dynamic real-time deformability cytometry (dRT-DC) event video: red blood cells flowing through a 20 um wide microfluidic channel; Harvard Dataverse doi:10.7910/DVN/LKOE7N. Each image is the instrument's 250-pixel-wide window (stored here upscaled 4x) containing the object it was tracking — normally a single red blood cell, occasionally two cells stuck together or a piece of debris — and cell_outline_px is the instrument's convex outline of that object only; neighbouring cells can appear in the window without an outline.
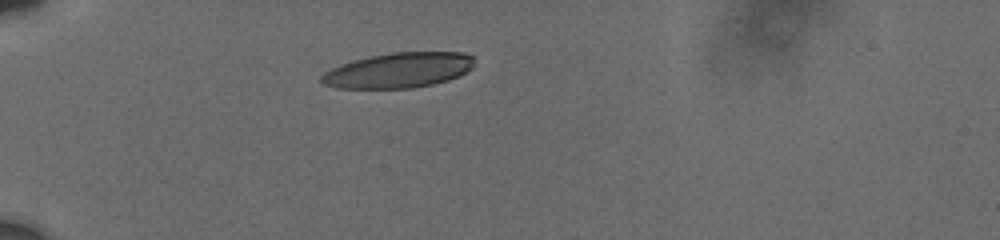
{"species": "human", "species_latin": "Homo sapiens", "temperature_condition": "cold", "stored_images_in_passage": 8, "camera_frame_rate_fps": 3000, "um_per_image_px": 0.085, "donor": {"sex": "male"}, "frame": {"image": 1, "passage_image": 1, "time_ms": 0.0, "image_size_px": [1000, 240], "cell_outline_px": [[472, 68], [448, 80], [432, 84], [412, 88], [336, 88], [324, 84], [320, 80], [320, 76], [324, 72], [340, 64], [372, 56], [392, 52], [460, 52], [472, 56]], "centroid_in_image_um": [33.83, 5.98], "position_along_channel_um": 51.2, "area_um2": 30.98}}
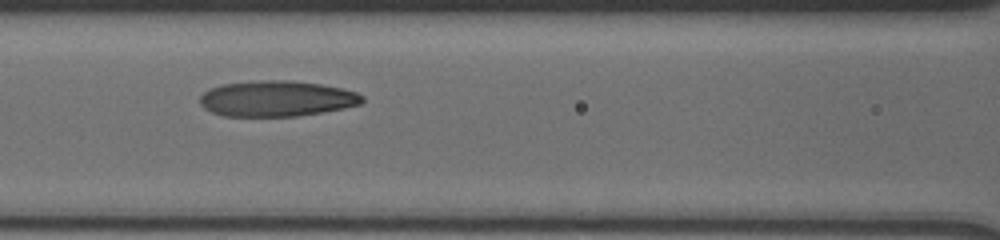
{"frame": {"image": 2, "passage_image": 5, "time_ms": 3.333, "image_size_px": [1000, 240], "cell_outline_px": [[364, 100], [360, 104], [344, 108], [324, 112], [296, 116], [224, 116], [212, 112], [204, 108], [200, 104], [200, 96], [204, 92], [220, 84], [260, 80], [292, 80], [320, 84], [340, 88], [356, 92], [364, 96]], "centroid_in_image_um": [23.52, 8.38], "position_along_channel_um": 143.1, "area_um2": 33.87}}
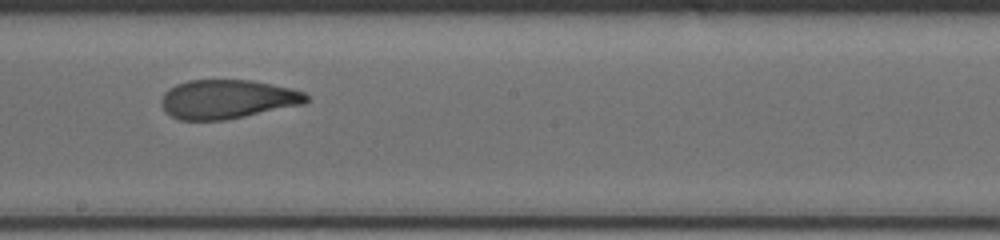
{"frame": {"image": 3, "passage_image": 7, "time_ms": 5.667, "image_size_px": [1000, 240], "cell_outline_px": [[308, 100], [304, 104], [224, 120], [180, 120], [164, 112], [160, 104], [160, 100], [164, 92], [168, 88], [176, 84], [188, 80], [252, 80], [292, 88], [304, 92], [308, 96]], "centroid_in_image_um": [19.29, 8.43], "position_along_channel_um": 228.9, "area_um2": 33.12}}